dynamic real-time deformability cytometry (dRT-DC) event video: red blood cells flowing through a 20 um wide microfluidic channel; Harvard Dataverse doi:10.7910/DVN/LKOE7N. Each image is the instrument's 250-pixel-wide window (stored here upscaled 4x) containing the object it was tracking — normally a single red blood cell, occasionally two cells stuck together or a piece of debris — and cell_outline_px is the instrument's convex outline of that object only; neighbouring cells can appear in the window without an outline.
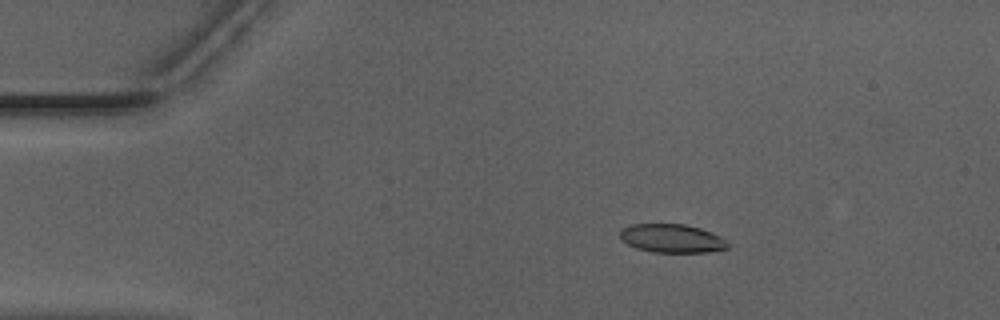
{"species": "Egyptian fruit bat (a non-hibernating species)", "species_latin": "Rousettus aegyptiacus", "temperature_condition": "warm", "stored_images_in_passage": 23, "camera_frame_rate_fps": 3000, "um_per_image_px": 0.085, "animal": {"sex": "male"}, "frame": {"image": 1, "passage_image": 9, "time_ms": 2.667, "image_size_px": [1000, 320], "cell_outline_px": [[728, 248], [708, 252], [652, 252], [636, 248], [620, 240], [620, 228], [632, 224], [684, 224], [700, 228], [720, 236], [728, 240]], "centroid_in_image_um": [57.09, 20.26], "position_along_channel_um": 27.9, "area_um2": 18.03}}
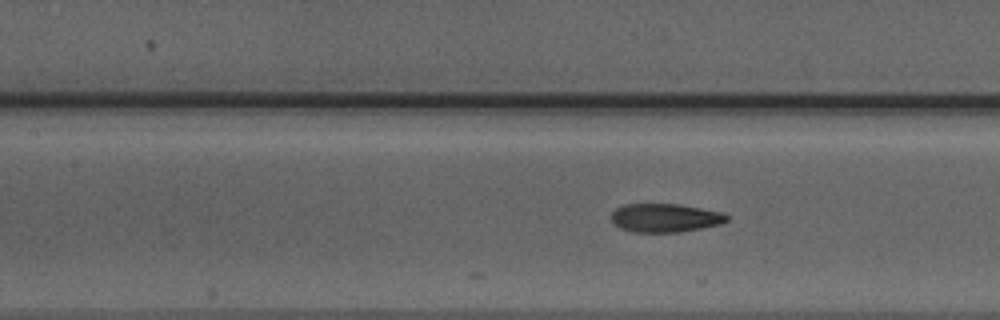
{"frame": {"image": 2, "passage_image": 23, "time_ms": 7.333, "image_size_px": [1000, 320], "cell_outline_px": [[728, 220], [720, 224], [680, 232], [632, 232], [620, 228], [612, 224], [612, 212], [616, 208], [624, 204], [680, 204], [720, 212], [728, 216]], "centroid_in_image_um": [56.49, 18.52], "position_along_channel_um": 150.9, "area_um2": 19.19}}